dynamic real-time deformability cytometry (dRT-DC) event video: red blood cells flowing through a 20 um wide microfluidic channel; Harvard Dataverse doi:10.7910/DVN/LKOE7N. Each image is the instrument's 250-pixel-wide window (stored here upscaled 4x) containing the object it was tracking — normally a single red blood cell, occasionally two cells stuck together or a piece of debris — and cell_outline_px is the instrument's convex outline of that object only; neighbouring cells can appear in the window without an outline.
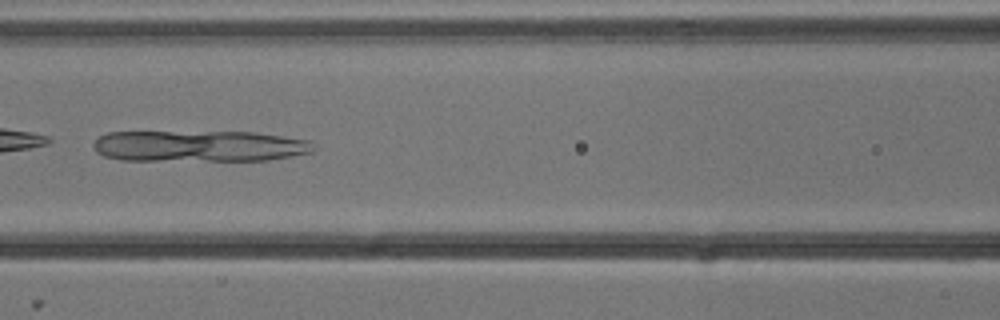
{"species": "common noctule bat (a hibernating species)", "species_latin": "Nyctalus noctula", "temperature_condition": "cold", "stored_images_in_passage": 7, "camera_frame_rate_fps": 3000, "um_per_image_px": 0.085, "animal": {"sex": "male", "body_mass_g": 13.3}, "frame": {"image": 1, "passage_image": 7, "time_ms": 2.0, "image_size_px": [1000, 320], "cell_outline_px": [[316, 148], [312, 152], [292, 156], [268, 160], [120, 160], [104, 156], [96, 152], [92, 144], [96, 136], [108, 132], [256, 132], [312, 140]], "centroid_in_image_um": [16.94, 12.41], "position_along_channel_um": 149.7, "area_um2": 40.52}}